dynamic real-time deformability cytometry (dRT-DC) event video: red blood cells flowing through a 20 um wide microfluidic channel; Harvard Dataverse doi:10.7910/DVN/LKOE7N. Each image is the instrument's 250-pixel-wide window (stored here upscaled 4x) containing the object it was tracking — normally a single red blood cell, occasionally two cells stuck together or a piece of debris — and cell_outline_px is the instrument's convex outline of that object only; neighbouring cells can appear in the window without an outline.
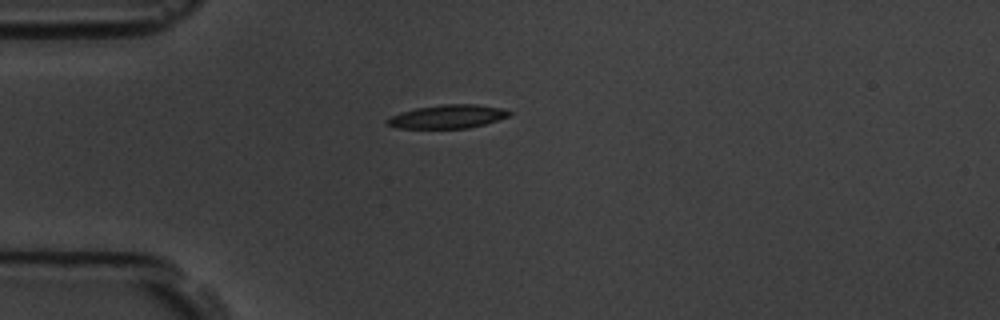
{"species": "common noctule bat (a hibernating species)", "species_latin": "Nyctalus noctula", "temperature_condition": "room temperature", "stored_images_in_passage": 1, "camera_frame_rate_fps": 3000, "um_per_image_px": 0.085, "animal": {"sex": "male", "body_mass_g": 19.5, "forearm_length_mm": 54.6}, "frame": {"image": 1, "passage_image": 1, "time_ms": 0.0, "image_size_px": [1000, 320], "cell_outline_px": [[512, 112], [508, 116], [484, 124], [468, 128], [396, 128], [388, 124], [384, 120], [400, 112], [416, 108], [440, 104], [476, 104], [500, 108]], "centroid_in_image_um": [38.01, 9.9], "position_along_channel_um": 47.0, "area_um2": 16.59}}